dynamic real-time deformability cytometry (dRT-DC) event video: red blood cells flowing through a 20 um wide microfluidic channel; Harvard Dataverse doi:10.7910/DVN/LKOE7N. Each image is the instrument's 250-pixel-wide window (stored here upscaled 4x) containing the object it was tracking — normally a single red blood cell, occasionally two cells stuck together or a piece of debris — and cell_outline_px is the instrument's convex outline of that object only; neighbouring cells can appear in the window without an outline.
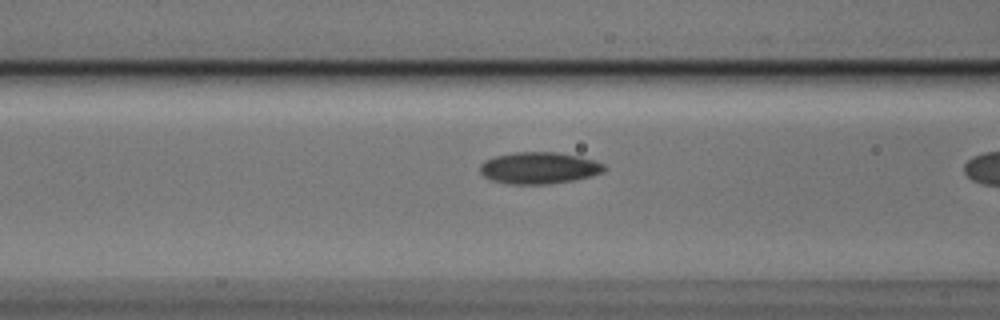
{"species": "Egyptian fruit bat (a non-hibernating species)", "species_latin": "Rousettus aegyptiacus", "temperature_condition": "cold", "stored_images_in_passage": 5, "segment_of_instrument_passage": [2, 2], "camera_frame_rate_fps": 3000, "um_per_image_px": 0.085, "animal": {"sex": "male"}, "frame": {"image": 1, "passage_image": 5, "time_ms": 1.333, "image_size_px": [1000, 320], "cell_outline_px": [[608, 168], [604, 172], [572, 180], [548, 184], [508, 184], [492, 180], [484, 176], [480, 172], [480, 164], [484, 160], [496, 156], [512, 152], [556, 152], [580, 156], [604, 164]], "centroid_in_image_um": [45.8, 14.27], "position_along_channel_um": 120.8, "area_um2": 22.95}}